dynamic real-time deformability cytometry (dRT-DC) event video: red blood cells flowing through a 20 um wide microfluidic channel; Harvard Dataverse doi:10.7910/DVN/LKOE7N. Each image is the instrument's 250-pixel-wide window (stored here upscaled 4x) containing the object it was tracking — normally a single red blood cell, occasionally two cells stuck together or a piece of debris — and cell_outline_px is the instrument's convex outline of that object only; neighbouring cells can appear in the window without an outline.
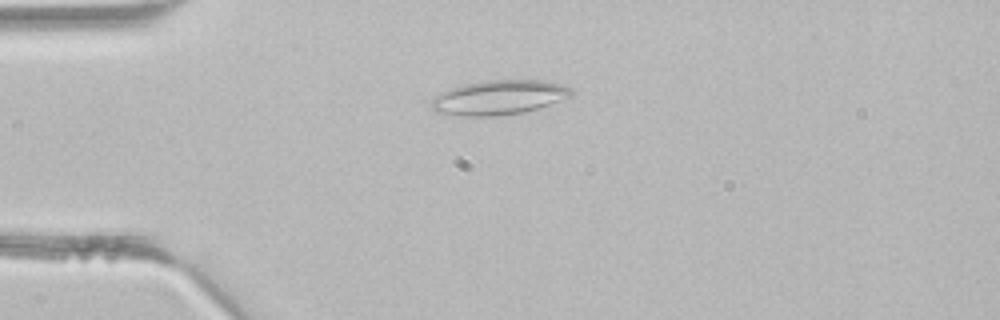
{"species": "common noctule bat (a hibernating species)", "species_latin": "Nyctalus noctula", "temperature_condition": "room temperature", "stored_images_in_passage": 4, "segment_of_instrument_passage": [1, 2], "camera_frame_rate_fps": 3000, "um_per_image_px": 0.085, "animal": {"sex": "male", "body_mass_g": 21.5, "forearm_length_mm": 52.0}, "frame": {"image": 1, "passage_image": 3, "time_ms": 0.667, "image_size_px": [1000, 320], "cell_outline_px": [[572, 96], [524, 112], [496, 116], [460, 116], [436, 112], [432, 108], [432, 100], [436, 96], [452, 88], [464, 84], [488, 80], [544, 80], [560, 84], [572, 88]], "centroid_in_image_um": [42.42, 8.28], "position_along_channel_um": 42.6, "area_um2": 27.8}}